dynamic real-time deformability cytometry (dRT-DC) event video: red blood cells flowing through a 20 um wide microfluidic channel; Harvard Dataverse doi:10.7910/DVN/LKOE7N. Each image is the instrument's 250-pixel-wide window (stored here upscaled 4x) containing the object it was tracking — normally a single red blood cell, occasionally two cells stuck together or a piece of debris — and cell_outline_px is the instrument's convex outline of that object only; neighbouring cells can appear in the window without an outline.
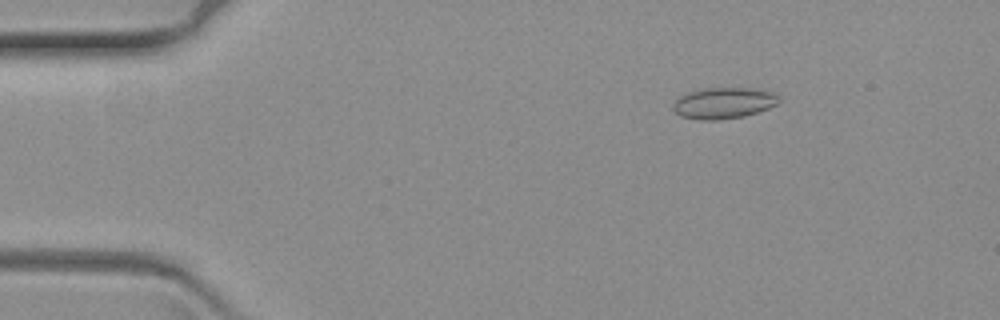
{"species": "common noctule bat (a hibernating species)", "species_latin": "Nyctalus noctula", "temperature_condition": "warm", "stored_images_in_passage": 64, "camera_frame_rate_fps": 3000, "um_per_image_px": 0.085, "animal": {"sex": "female", "body_mass_g": 19.3, "forearm_length_mm": 54.1}, "frame": {"image": 1, "passage_image": 10, "time_ms": 3.0, "image_size_px": [1000, 320], "cell_outline_px": [[780, 100], [776, 104], [768, 108], [744, 116], [720, 120], [700, 120], [680, 116], [672, 108], [672, 104], [680, 96], [688, 92], [704, 88], [756, 88], [776, 92], [780, 96]], "centroid_in_image_um": [61.53, 8.75], "position_along_channel_um": 23.5, "area_um2": 19.42}}
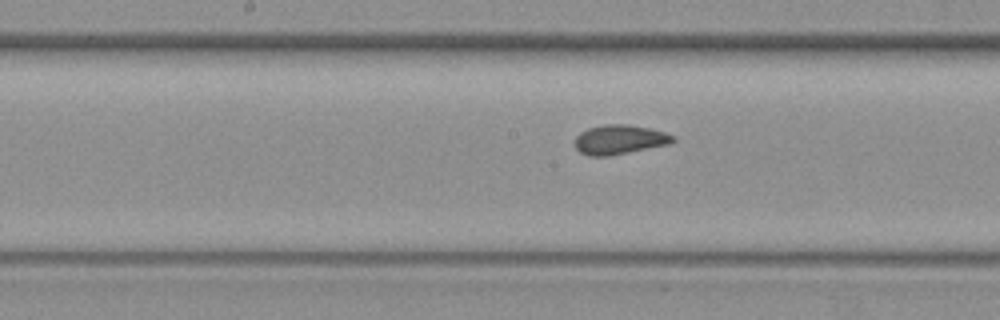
{"frame": {"image": 2, "passage_image": 33, "time_ms": 10.667, "image_size_px": [1000, 320], "cell_outline_px": [[676, 140], [668, 144], [608, 156], [588, 156], [580, 152], [576, 148], [576, 136], [580, 132], [588, 128], [604, 124], [628, 124], [652, 128], [676, 136]], "centroid_in_image_um": [52.67, 11.85], "position_along_channel_um": 195.5, "area_um2": 16.82}}
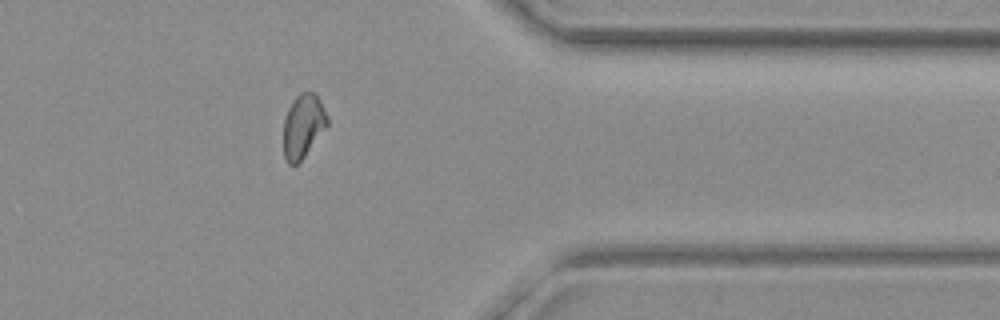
{"frame": {"image": 3, "passage_image": 52, "time_ms": 17.0, "image_size_px": [1000, 320], "cell_outline_px": [[328, 124], [304, 156], [296, 164], [288, 164], [284, 156], [284, 120], [288, 108], [296, 96], [300, 92], [316, 92], [328, 116]], "centroid_in_image_um": [25.77, 10.67], "position_along_channel_um": 385.6, "area_um2": 16.07}}